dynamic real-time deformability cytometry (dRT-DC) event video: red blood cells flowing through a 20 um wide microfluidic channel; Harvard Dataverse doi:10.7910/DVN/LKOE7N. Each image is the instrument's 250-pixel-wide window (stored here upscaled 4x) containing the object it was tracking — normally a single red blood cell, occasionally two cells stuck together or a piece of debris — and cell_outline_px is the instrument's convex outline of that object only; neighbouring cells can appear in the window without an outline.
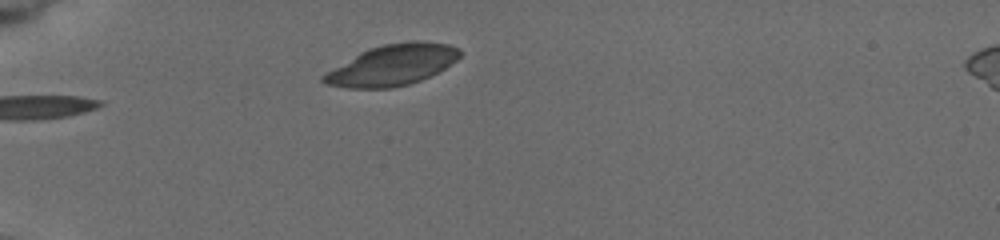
{"species": "common noctule bat (a hibernating species)", "species_latin": "Nyctalus noctula", "temperature_condition": "cold", "stored_images_in_passage": 4, "camera_frame_rate_fps": 3000, "um_per_image_px": 0.085, "animal": {"sex": "female", "body_mass_g": 19.5, "forearm_length_mm": 54.1}, "frame": {"image": 1, "passage_image": 2, "time_ms": 2.0, "image_size_px": [1000, 240], "cell_outline_px": [[460, 56], [456, 60], [444, 68], [420, 80], [408, 84], [392, 88], [348, 88], [328, 84], [320, 80], [320, 76], [360, 52], [368, 48], [384, 44], [408, 40], [420, 40], [448, 44], [460, 48]], "centroid_in_image_um": [33.34, 5.51], "position_along_channel_um": 51.7, "area_um2": 32.31}}